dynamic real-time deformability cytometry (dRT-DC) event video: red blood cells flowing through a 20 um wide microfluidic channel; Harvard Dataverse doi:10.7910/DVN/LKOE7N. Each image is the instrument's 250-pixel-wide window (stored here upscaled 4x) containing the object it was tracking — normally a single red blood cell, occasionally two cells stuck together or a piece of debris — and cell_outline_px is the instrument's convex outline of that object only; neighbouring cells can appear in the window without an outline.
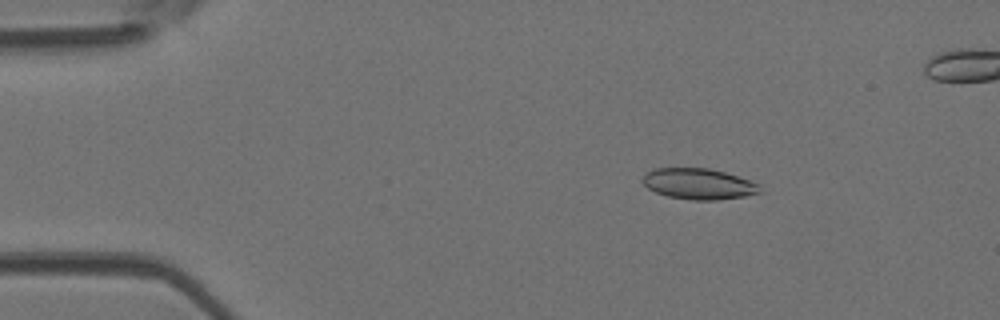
{"species": "Egyptian fruit bat (a non-hibernating species)", "species_latin": "Rousettus aegyptiacus", "temperature_condition": "room temperature", "stored_images_in_passage": 48, "camera_frame_rate_fps": 3000, "um_per_image_px": 0.085, "animal": {"sex": "female"}, "frame": {"image": 1, "passage_image": 4, "time_ms": 1.0, "image_size_px": [1000, 320], "cell_outline_px": [[760, 192], [744, 196], [716, 200], [692, 200], [668, 196], [656, 192], [648, 188], [640, 180], [652, 168], [708, 168], [724, 172], [760, 184]], "centroid_in_image_um": [59.35, 15.63], "position_along_channel_um": 25.6, "area_um2": 20.92}}
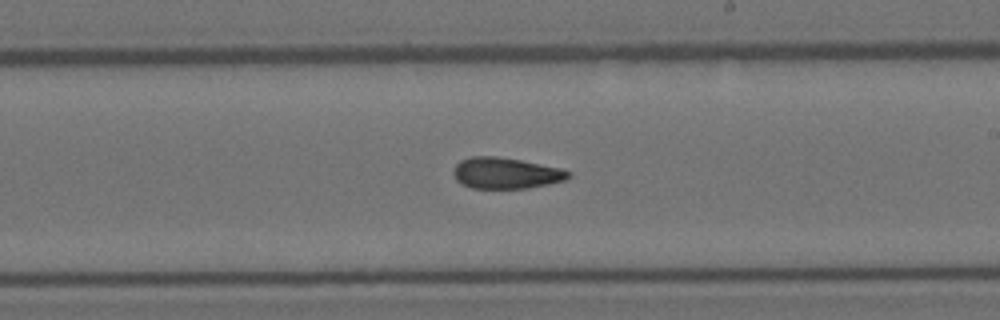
{"frame": {"image": 2, "passage_image": 26, "time_ms": 8.333, "image_size_px": [1000, 320], "cell_outline_px": [[572, 176], [564, 180], [548, 184], [528, 188], [472, 188], [460, 184], [456, 180], [452, 172], [456, 164], [460, 160], [472, 156], [496, 156], [520, 160], [560, 168], [572, 172]], "centroid_in_image_um": [42.97, 14.72], "position_along_channel_um": 246.0, "area_um2": 20.92}}
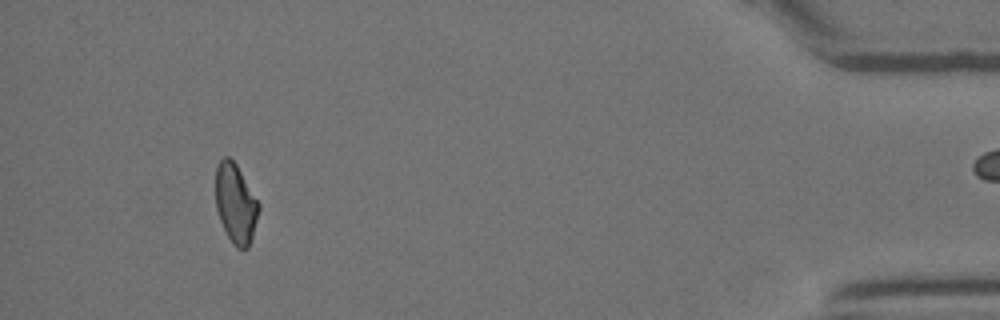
{"frame": {"image": 3, "passage_image": 44, "time_ms": 14.333, "image_size_px": [1000, 320], "cell_outline_px": [[260, 208], [252, 236], [248, 248], [236, 248], [232, 244], [220, 220], [216, 208], [216, 164], [224, 156], [228, 156], [236, 164], [260, 204]], "centroid_in_image_um": [20.02, 17.29], "position_along_channel_um": 415.2, "area_um2": 19.83}, "authors_computed_cell_mechanics": {"area_um2": 21.097, "velocity_mm_per_s": 3.928, "shape_relaxation_time_tau1_ms": null, "shape_relaxation_time_tau2_ms": 3.5221, "deformation_change_tau1": null, "deformation_change_tau2": 0.09}}